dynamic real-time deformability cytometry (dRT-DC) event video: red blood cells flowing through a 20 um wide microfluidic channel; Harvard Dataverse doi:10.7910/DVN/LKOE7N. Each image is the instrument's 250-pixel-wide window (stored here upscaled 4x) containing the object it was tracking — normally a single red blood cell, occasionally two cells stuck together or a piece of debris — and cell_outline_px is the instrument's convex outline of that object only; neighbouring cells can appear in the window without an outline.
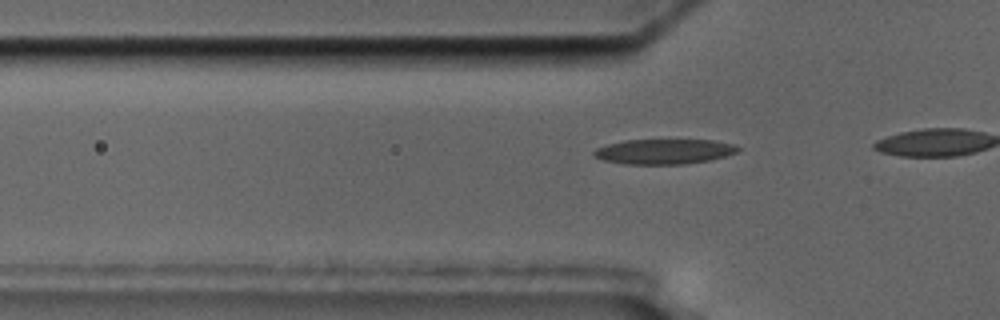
{"species": "common noctule bat (a hibernating species)", "species_latin": "Nyctalus noctula", "temperature_condition": "cold", "stored_images_in_passage": 8, "camera_frame_rate_fps": 3000, "um_per_image_px": 0.085, "animal": {"sex": "male", "body_mass_g": 17.5, "forearm_length_mm": 52.3}, "frame": {"image": 1, "passage_image": 2, "time_ms": 0.333, "image_size_px": [1000, 320], "cell_outline_px": [[740, 148], [736, 152], [724, 156], [708, 160], [684, 164], [624, 164], [604, 160], [592, 156], [592, 152], [596, 148], [608, 144], [624, 140], [712, 140], [732, 144]], "centroid_in_image_um": [56.38, 12.88], "position_along_channel_um": 69.4, "area_um2": 20.87}}